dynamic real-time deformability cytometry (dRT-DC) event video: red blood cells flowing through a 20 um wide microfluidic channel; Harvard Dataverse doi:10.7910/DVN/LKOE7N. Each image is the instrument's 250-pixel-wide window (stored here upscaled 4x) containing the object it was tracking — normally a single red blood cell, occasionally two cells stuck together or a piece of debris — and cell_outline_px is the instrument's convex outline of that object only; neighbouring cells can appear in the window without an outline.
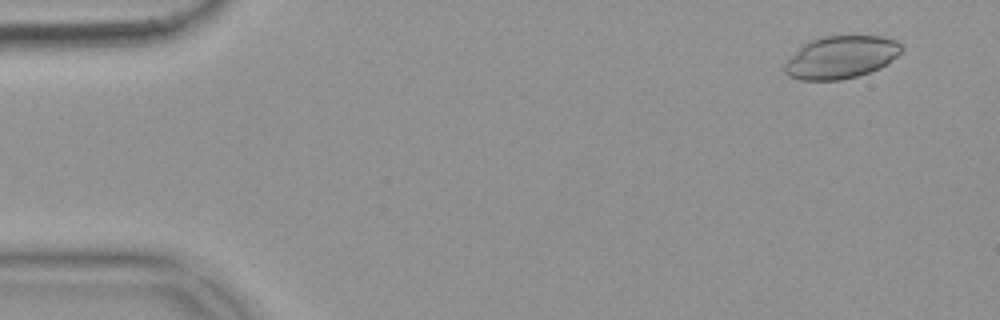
{"species": "common noctule bat (a hibernating species)", "species_latin": "Nyctalus noctula", "temperature_condition": "warm", "stored_images_in_passage": 56, "camera_frame_rate_fps": 3000, "um_per_image_px": 0.085, "animal": {"sex": "female", "body_mass_g": 18.4}, "frame": {"image": 1, "passage_image": 4, "time_ms": 1.0, "image_size_px": [1000, 320], "cell_outline_px": [[904, 48], [888, 64], [880, 68], [856, 76], [840, 80], [800, 80], [788, 76], [784, 72], [784, 64], [804, 44], [812, 40], [824, 36], [880, 36], [896, 40]], "centroid_in_image_um": [71.5, 4.87], "position_along_channel_um": 13.5, "area_um2": 28.78}}
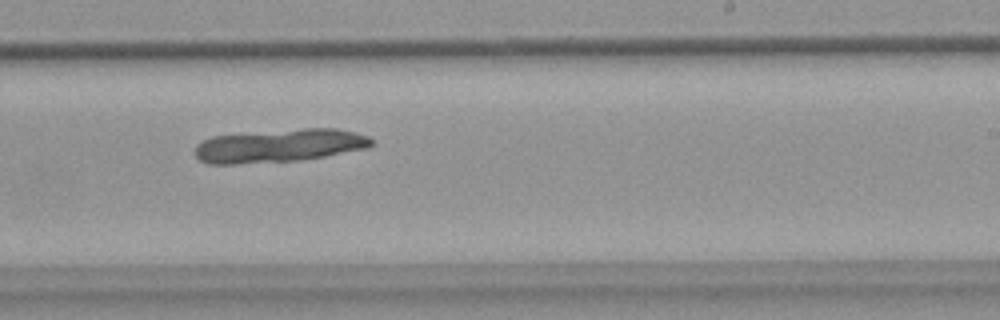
{"frame": {"image": 2, "passage_image": 34, "time_ms": 11.0, "image_size_px": [1000, 320], "cell_outline_px": [[372, 144], [368, 148], [324, 156], [300, 160], [236, 164], [208, 164], [200, 160], [196, 156], [196, 144], [212, 136], [304, 128], [336, 128], [368, 136], [372, 140]], "centroid_in_image_um": [23.73, 12.38], "position_along_channel_um": 265.3, "area_um2": 33.93}}
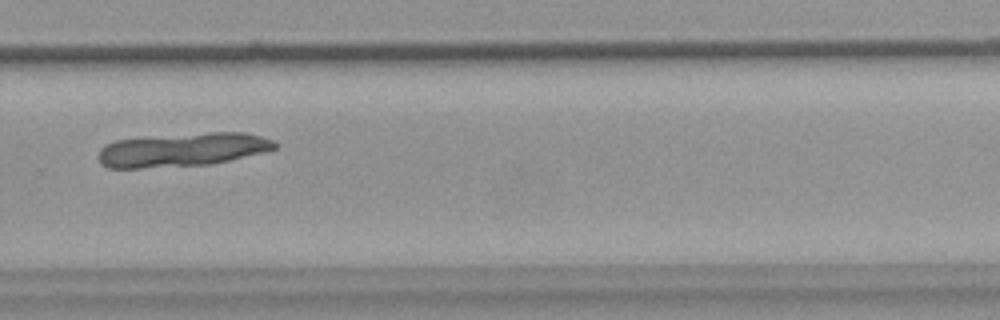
{"frame": {"image": 3, "passage_image": 38, "time_ms": 12.333, "image_size_px": [1000, 320], "cell_outline_px": [[276, 148], [264, 152], [212, 164], [140, 168], [108, 168], [100, 164], [96, 156], [100, 148], [104, 144], [116, 140], [212, 132], [244, 132], [260, 136], [272, 140], [276, 144]], "centroid_in_image_um": [15.45, 12.74], "position_along_channel_um": 314.3, "area_um2": 34.45}}